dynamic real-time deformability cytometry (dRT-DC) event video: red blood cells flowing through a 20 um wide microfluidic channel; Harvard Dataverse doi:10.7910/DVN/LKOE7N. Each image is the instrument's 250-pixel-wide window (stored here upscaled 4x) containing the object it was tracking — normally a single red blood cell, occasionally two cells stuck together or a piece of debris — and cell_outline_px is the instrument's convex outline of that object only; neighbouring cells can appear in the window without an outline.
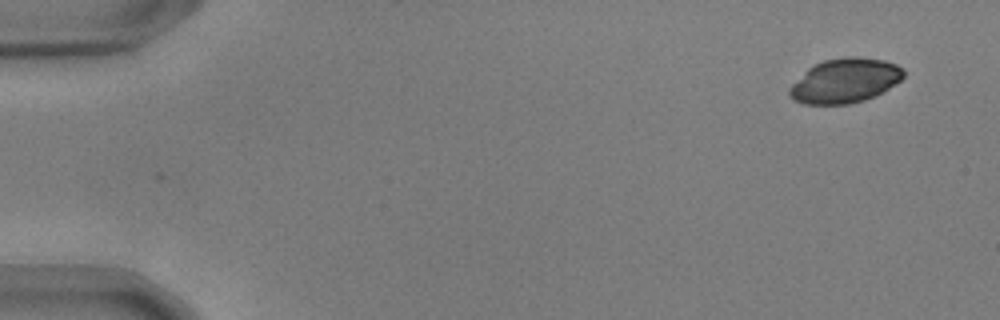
{"species": "common noctule bat (a hibernating species)", "species_latin": "Nyctalus noctula", "temperature_condition": "warm", "stored_images_in_passage": 2, "camera_frame_rate_fps": 3000, "um_per_image_px": 0.085, "animal": {"sex": "male", "body_mass_g": 17.9, "forearm_length_mm": 54.2}, "frame": {"image": 1, "passage_image": 1, "time_ms": 0.0, "image_size_px": [1000, 320], "cell_outline_px": [[904, 76], [900, 80], [876, 96], [864, 100], [848, 104], [804, 104], [792, 100], [788, 96], [788, 88], [808, 68], [824, 60], [844, 56], [856, 56], [884, 60], [896, 64], [904, 68]], "centroid_in_image_um": [71.8, 6.86], "position_along_channel_um": 13.2, "area_um2": 29.71}}